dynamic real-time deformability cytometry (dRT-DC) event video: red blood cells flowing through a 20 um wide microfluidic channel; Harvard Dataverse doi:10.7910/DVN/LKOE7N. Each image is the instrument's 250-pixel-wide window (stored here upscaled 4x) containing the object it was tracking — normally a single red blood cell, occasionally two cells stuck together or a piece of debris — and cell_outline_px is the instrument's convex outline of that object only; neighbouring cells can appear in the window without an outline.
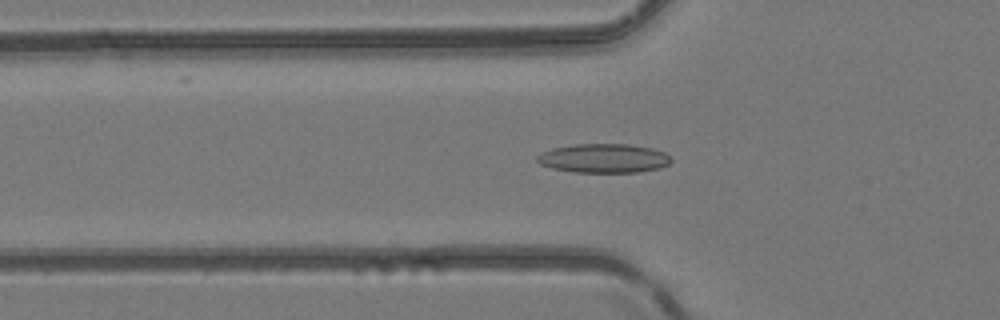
{"species": "common noctule bat (a hibernating species)", "species_latin": "Nyctalus noctula", "temperature_condition": "room temperature", "stored_images_in_passage": 51, "camera_frame_rate_fps": 3000, "um_per_image_px": 0.085, "animal": {"sex": "female", "body_mass_g": 24.6, "forearm_length_mm": 56.2}, "frame": {"image": 1, "passage_image": 17, "time_ms": 5.333, "image_size_px": [1000, 320], "cell_outline_px": [[672, 160], [668, 164], [660, 168], [636, 172], [572, 172], [552, 168], [540, 164], [536, 160], [536, 156], [540, 152], [552, 148], [572, 144], [628, 144], [652, 148], [664, 152]], "centroid_in_image_um": [51.27, 13.45], "position_along_channel_um": 74.5, "area_um2": 22.77}}
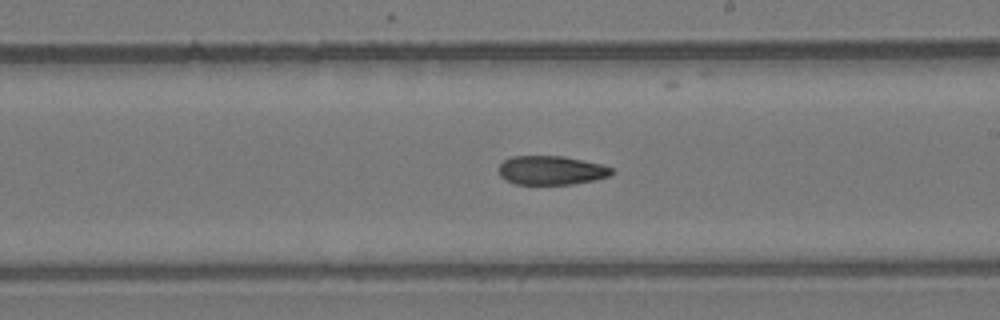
{"frame": {"image": 2, "passage_image": 29, "time_ms": 9.333, "image_size_px": [1000, 320], "cell_outline_px": [[612, 176], [572, 184], [516, 184], [504, 180], [500, 176], [500, 164], [504, 160], [512, 156], [564, 156], [600, 164], [612, 168]], "centroid_in_image_um": [46.84, 14.48], "position_along_channel_um": 242.2, "area_um2": 18.96}}
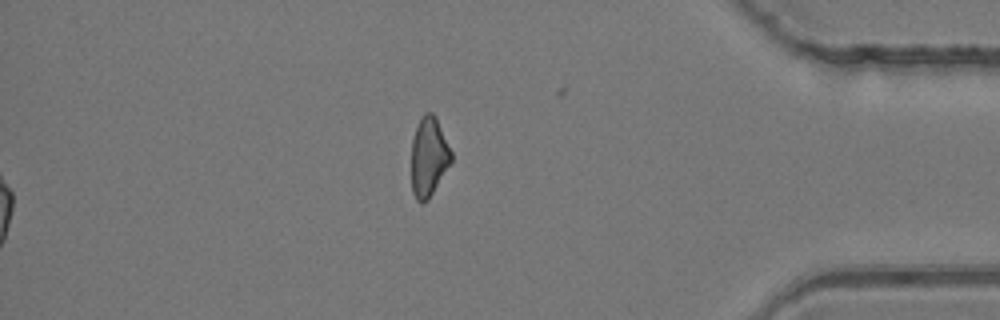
{"frame": {"image": 3, "passage_image": 51, "time_ms": 16.667, "image_size_px": [1000, 320], "cell_outline_px": [[452, 160], [428, 200], [420, 204], [416, 200], [412, 192], [412, 140], [420, 116], [424, 112], [432, 112], [436, 116], [452, 152]], "centroid_in_image_um": [36.44, 13.31], "position_along_channel_um": 398.8, "area_um2": 18.44}, "authors_computed_cell_mechanics": {"area_um2": 19.9988, "velocity_mm_per_s": 4.1682, "shape_relaxation_time_tau1_ms": null, "shape_relaxation_time_tau2_ms": 9.9896, "deformation_change_tau1": null, "deformation_change_tau2": 0.2002}}